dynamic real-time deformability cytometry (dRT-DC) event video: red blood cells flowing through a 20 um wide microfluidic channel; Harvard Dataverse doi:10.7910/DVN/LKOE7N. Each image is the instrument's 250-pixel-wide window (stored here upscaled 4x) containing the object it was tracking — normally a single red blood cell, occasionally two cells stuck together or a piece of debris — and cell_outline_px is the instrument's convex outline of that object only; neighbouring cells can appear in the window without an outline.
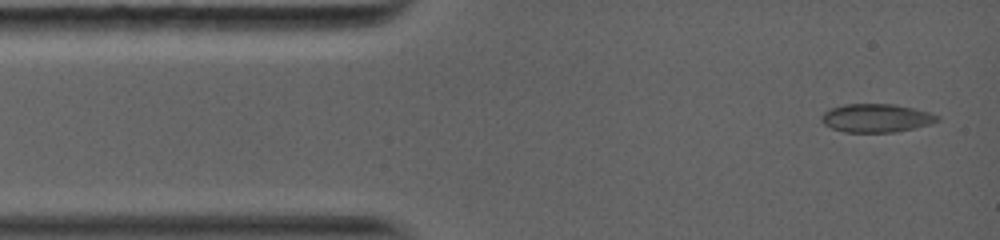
{"species": "common noctule bat (a hibernating species)", "species_latin": "Nyctalus noctula", "temperature_condition": "warm", "stored_images_in_passage": 12, "camera_frame_rate_fps": 5000, "um_per_image_px": 0.085, "animal": {"sex": "female", "body_mass_g": 19.0, "forearm_length_mm": 56.7}, "frame": {"image": 1, "passage_image": 1, "time_ms": 0.0, "image_size_px": [1000, 240], "cell_outline_px": [[940, 120], [928, 124], [896, 132], [844, 132], [832, 128], [824, 124], [820, 120], [820, 116], [828, 108], [844, 104], [892, 104], [912, 108], [928, 112], [940, 116]], "centroid_in_image_um": [74.42, 10.03], "position_along_channel_um": 10.6, "area_um2": 19.13}}
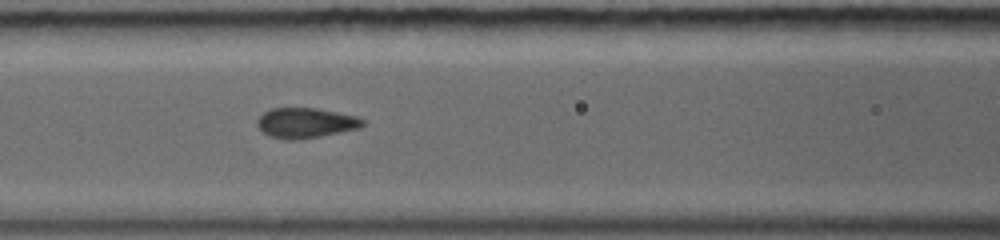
{"frame": {"image": 2, "passage_image": 9, "time_ms": 4.6, "image_size_px": [1000, 240], "cell_outline_px": [[364, 124], [360, 128], [320, 136], [296, 140], [284, 140], [268, 136], [256, 124], [256, 120], [264, 112], [272, 108], [316, 108], [356, 116], [364, 120]], "centroid_in_image_um": [25.95, 10.45], "position_along_channel_um": 140.6, "area_um2": 18.5}}
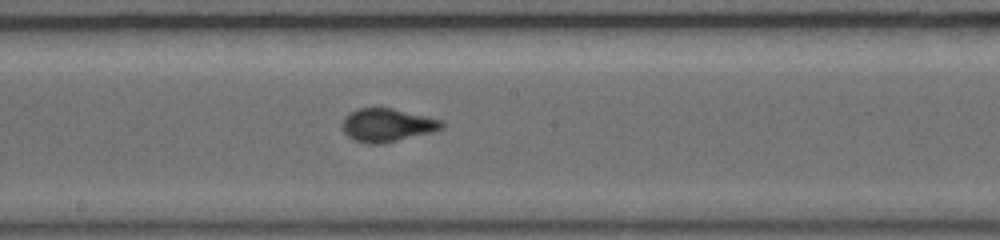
{"frame": {"image": 3, "passage_image": 12, "time_ms": 6.4, "image_size_px": [1000, 240], "cell_outline_px": [[444, 128], [432, 132], [380, 144], [368, 144], [356, 140], [348, 136], [344, 132], [344, 116], [360, 108], [392, 108], [444, 120]], "centroid_in_image_um": [32.96, 10.63], "position_along_channel_um": 215.2, "area_um2": 19.02}}